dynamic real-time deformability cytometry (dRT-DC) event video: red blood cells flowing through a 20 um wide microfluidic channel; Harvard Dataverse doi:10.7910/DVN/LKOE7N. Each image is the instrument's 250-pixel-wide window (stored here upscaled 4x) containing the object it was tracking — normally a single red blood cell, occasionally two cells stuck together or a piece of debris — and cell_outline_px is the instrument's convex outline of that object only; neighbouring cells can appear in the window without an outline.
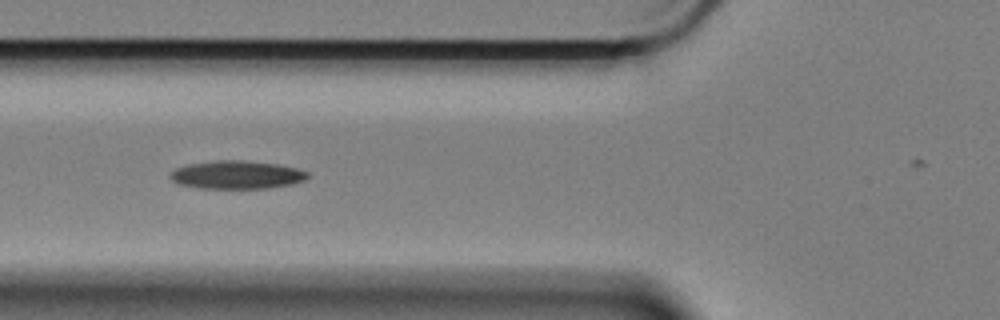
{"species": "Egyptian fruit bat (a non-hibernating species)", "species_latin": "Rousettus aegyptiacus", "temperature_condition": "cold", "stored_images_in_passage": 27, "camera_frame_rate_fps": 3000, "um_per_image_px": 0.085, "animal": {"sex": "female"}, "frame": {"image": 1, "passage_image": 5, "time_ms": 1.333, "image_size_px": [1000, 320], "cell_outline_px": [[308, 176], [304, 180], [292, 184], [268, 188], [200, 188], [180, 184], [172, 180], [168, 176], [176, 168], [188, 164], [216, 160], [244, 160], [280, 164], [296, 168], [308, 172]], "centroid_in_image_um": [20.13, 14.85], "position_along_channel_um": 105.7, "area_um2": 22.54}}